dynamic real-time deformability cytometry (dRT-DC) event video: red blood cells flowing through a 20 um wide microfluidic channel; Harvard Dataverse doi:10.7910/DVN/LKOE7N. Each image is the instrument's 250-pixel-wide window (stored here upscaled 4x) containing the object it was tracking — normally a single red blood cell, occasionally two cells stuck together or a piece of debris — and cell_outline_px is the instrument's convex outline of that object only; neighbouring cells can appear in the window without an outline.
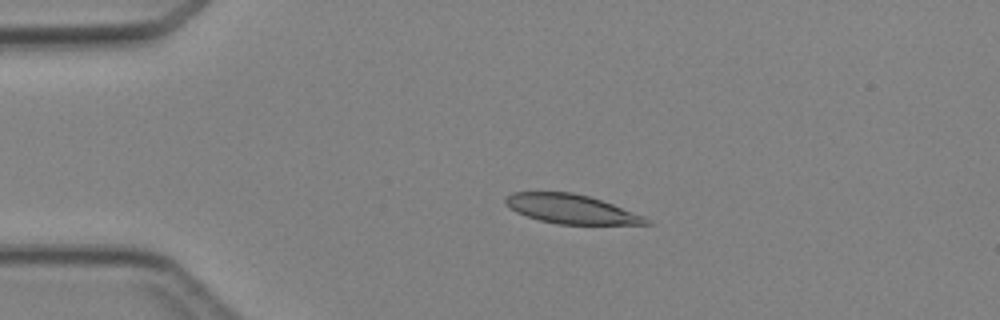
{"species": "Egyptian fruit bat (a non-hibernating species)", "species_latin": "Rousettus aegyptiacus", "temperature_condition": "cold", "stored_images_in_passage": 5, "camera_frame_rate_fps": 3000, "um_per_image_px": 0.085, "animal": {"sex": "female"}, "frame": {"image": 1, "passage_image": 3, "time_ms": 2.333, "image_size_px": [1000, 320], "cell_outline_px": [[652, 224], [556, 224], [540, 220], [516, 212], [504, 204], [504, 196], [512, 192], [572, 192], [588, 196], [612, 204], [644, 216]], "centroid_in_image_um": [48.48, 17.76], "position_along_channel_um": 36.5, "area_um2": 23.7}}